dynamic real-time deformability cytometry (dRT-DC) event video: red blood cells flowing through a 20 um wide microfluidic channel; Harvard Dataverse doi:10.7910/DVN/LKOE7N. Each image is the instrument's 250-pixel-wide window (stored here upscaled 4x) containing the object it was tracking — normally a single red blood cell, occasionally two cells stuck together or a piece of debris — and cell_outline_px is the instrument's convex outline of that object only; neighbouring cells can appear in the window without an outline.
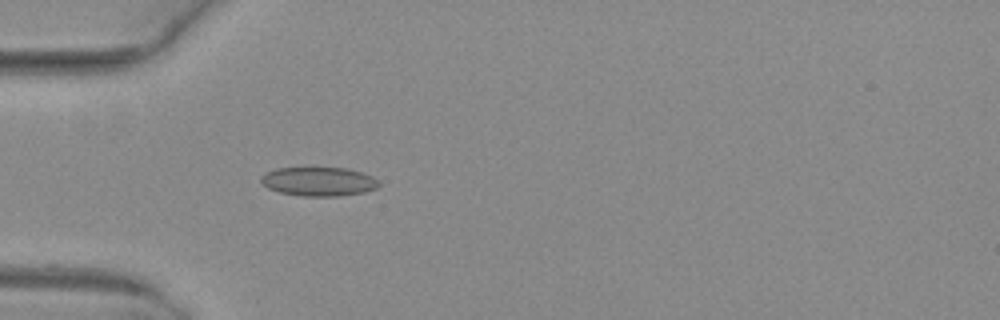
{"species": "common noctule bat (a hibernating species)", "species_latin": "Nyctalus noctula", "temperature_condition": "warm", "stored_images_in_passage": 36, "camera_frame_rate_fps": 3000, "um_per_image_px": 0.085, "animal": {"sex": "female", "body_mass_g": 29.2, "forearm_length_mm": 56.3}, "frame": {"image": 1, "passage_image": 1, "time_ms": 0.0, "image_size_px": [1000, 320], "cell_outline_px": [[380, 184], [376, 188], [364, 192], [340, 196], [300, 196], [280, 192], [268, 188], [260, 180], [260, 176], [264, 172], [276, 168], [348, 168], [372, 176]], "centroid_in_image_um": [27.06, 15.43], "position_along_channel_um": 57.9, "area_um2": 19.88}}
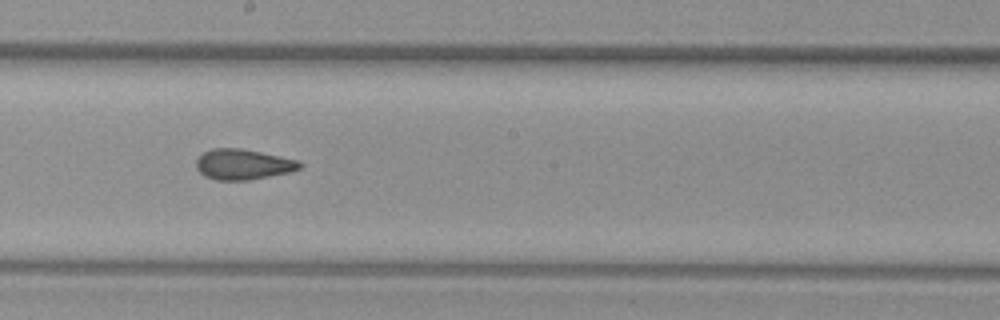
{"frame": {"image": 2, "passage_image": 14, "time_ms": 4.333, "image_size_px": [1000, 320], "cell_outline_px": [[304, 164], [300, 168], [288, 172], [248, 180], [216, 180], [204, 176], [196, 168], [196, 160], [204, 152], [212, 148], [240, 148], [300, 160]], "centroid_in_image_um": [20.66, 13.97], "position_along_channel_um": 227.5, "area_um2": 18.32}}
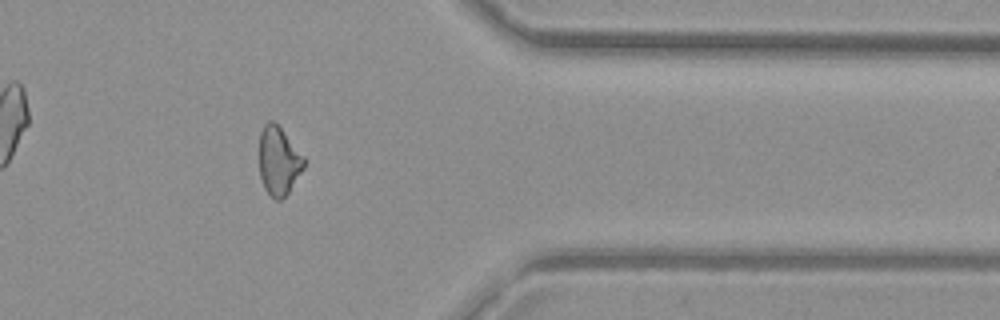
{"frame": {"image": 3, "passage_image": 27, "time_ms": 8.667, "image_size_px": [1000, 320], "cell_outline_px": [[304, 168], [288, 192], [280, 200], [276, 200], [264, 188], [260, 176], [260, 132], [264, 124], [268, 120], [272, 120], [280, 128], [304, 156]], "centroid_in_image_um": [23.68, 13.67], "position_along_channel_um": 387.7, "area_um2": 17.51}, "authors_computed_cell_mechanics": {"area_um2": 18.4382, "velocity_mm_per_s": 4.0483, "shape_relaxation_time_tau1_ms": null, "shape_relaxation_time_tau2_ms": 1.9523, "deformation_change_tau1": null, "deformation_change_tau2": 0.0779}}